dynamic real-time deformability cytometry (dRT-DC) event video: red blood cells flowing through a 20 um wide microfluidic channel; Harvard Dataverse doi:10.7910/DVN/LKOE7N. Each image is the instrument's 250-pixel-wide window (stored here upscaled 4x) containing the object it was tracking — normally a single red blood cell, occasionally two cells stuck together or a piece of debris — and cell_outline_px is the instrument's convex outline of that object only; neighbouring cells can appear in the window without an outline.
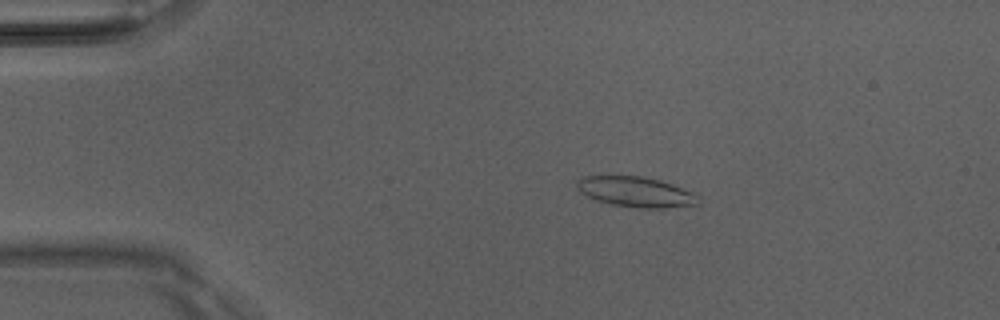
{"species": "Egyptian fruit bat (a non-hibernating species)", "species_latin": "Rousettus aegyptiacus", "temperature_condition": "room temperature", "stored_images_in_passage": 47, "camera_frame_rate_fps": 3000, "um_per_image_px": 0.085, "animal": {"sex": "male"}, "frame": {"image": 1, "passage_image": 6, "time_ms": 1.667, "image_size_px": [1000, 320], "cell_outline_px": [[700, 196], [696, 204], [664, 208], [640, 208], [612, 204], [596, 200], [580, 192], [576, 188], [576, 180], [584, 176], [640, 176], [660, 180], [672, 184], [692, 192]], "centroid_in_image_um": [54.01, 16.3], "position_along_channel_um": 31.0, "area_um2": 21.27}}
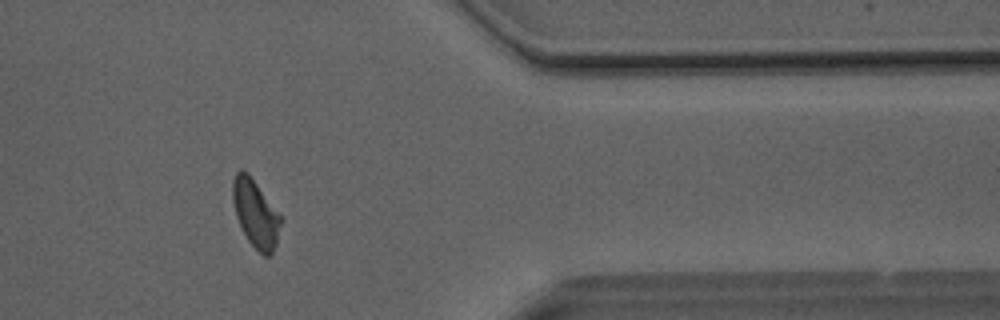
{"frame": {"image": 2, "passage_image": 38, "time_ms": 12.333, "image_size_px": [1000, 320], "cell_outline_px": [[280, 224], [276, 244], [272, 252], [268, 256], [264, 256], [248, 240], [236, 216], [232, 200], [232, 180], [236, 172], [240, 168], [248, 172], [280, 216]], "centroid_in_image_um": [21.68, 18.1], "position_along_channel_um": 389.7, "area_um2": 18.44}}
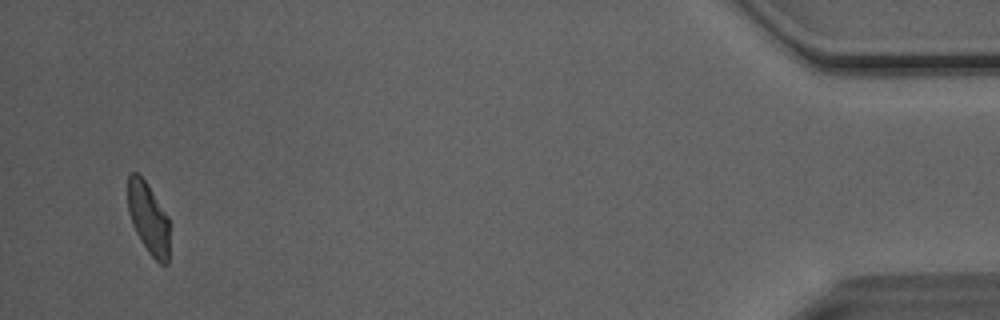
{"frame": {"image": 3, "passage_image": 45, "time_ms": 14.667, "image_size_px": [1000, 320], "cell_outline_px": [[168, 264], [160, 264], [148, 252], [140, 240], [132, 224], [128, 212], [128, 176], [132, 172], [136, 172], [144, 180], [168, 216]], "centroid_in_image_um": [12.6, 18.56], "position_along_channel_um": 422.6, "area_um2": 17.05}, "authors_computed_cell_mechanics": {"area_um2": 19.1896, "velocity_mm_per_s": 4.0745, "shape_relaxation_time_tau1_ms": 6.5907, "shape_relaxation_time_tau2_ms": 1.4863, "deformation_change_tau1": 0.1817, "deformation_change_tau2": 0.0765}}